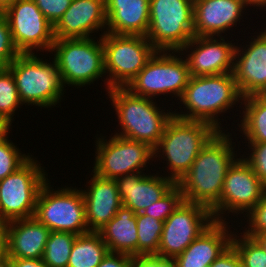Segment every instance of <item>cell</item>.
<instances>
[{
	"mask_svg": "<svg viewBox=\"0 0 266 267\" xmlns=\"http://www.w3.org/2000/svg\"><path fill=\"white\" fill-rule=\"evenodd\" d=\"M231 136L229 132L218 131L176 183L185 201L203 205L210 210L220 201L225 176L238 159Z\"/></svg>",
	"mask_w": 266,
	"mask_h": 267,
	"instance_id": "obj_1",
	"label": "cell"
},
{
	"mask_svg": "<svg viewBox=\"0 0 266 267\" xmlns=\"http://www.w3.org/2000/svg\"><path fill=\"white\" fill-rule=\"evenodd\" d=\"M242 95L238 90L233 72L219 75L190 77L182 97L179 99L185 112H177L174 116L211 124L217 131L222 130L221 113L242 103ZM240 100V101H239ZM185 106V107H184ZM187 110V111H186ZM220 121V122H219Z\"/></svg>",
	"mask_w": 266,
	"mask_h": 267,
	"instance_id": "obj_2",
	"label": "cell"
},
{
	"mask_svg": "<svg viewBox=\"0 0 266 267\" xmlns=\"http://www.w3.org/2000/svg\"><path fill=\"white\" fill-rule=\"evenodd\" d=\"M115 108L121 131L115 135L148 144L155 149L163 136L168 121L174 112L162 110L155 99L132 94L125 87L106 91ZM155 100V101H154ZM169 111V112H168Z\"/></svg>",
	"mask_w": 266,
	"mask_h": 267,
	"instance_id": "obj_3",
	"label": "cell"
},
{
	"mask_svg": "<svg viewBox=\"0 0 266 267\" xmlns=\"http://www.w3.org/2000/svg\"><path fill=\"white\" fill-rule=\"evenodd\" d=\"M217 132L207 122L185 120L173 115L154 149V158L161 156L165 159L167 172L169 170L167 177L177 183Z\"/></svg>",
	"mask_w": 266,
	"mask_h": 267,
	"instance_id": "obj_4",
	"label": "cell"
},
{
	"mask_svg": "<svg viewBox=\"0 0 266 267\" xmlns=\"http://www.w3.org/2000/svg\"><path fill=\"white\" fill-rule=\"evenodd\" d=\"M43 60L35 53L19 54L7 67L15 80L21 103L52 108L61 102L64 86L56 61ZM33 104V105H32Z\"/></svg>",
	"mask_w": 266,
	"mask_h": 267,
	"instance_id": "obj_5",
	"label": "cell"
},
{
	"mask_svg": "<svg viewBox=\"0 0 266 267\" xmlns=\"http://www.w3.org/2000/svg\"><path fill=\"white\" fill-rule=\"evenodd\" d=\"M101 36L99 35L97 41L94 37L54 40L50 52H54L53 59L56 61L64 86L80 88L104 78V49Z\"/></svg>",
	"mask_w": 266,
	"mask_h": 267,
	"instance_id": "obj_6",
	"label": "cell"
},
{
	"mask_svg": "<svg viewBox=\"0 0 266 267\" xmlns=\"http://www.w3.org/2000/svg\"><path fill=\"white\" fill-rule=\"evenodd\" d=\"M194 2L150 0L146 38L158 51H180L193 37Z\"/></svg>",
	"mask_w": 266,
	"mask_h": 267,
	"instance_id": "obj_7",
	"label": "cell"
},
{
	"mask_svg": "<svg viewBox=\"0 0 266 267\" xmlns=\"http://www.w3.org/2000/svg\"><path fill=\"white\" fill-rule=\"evenodd\" d=\"M101 39L107 75L104 85H107V91L114 87H126L158 51L146 36L115 35L106 32Z\"/></svg>",
	"mask_w": 266,
	"mask_h": 267,
	"instance_id": "obj_8",
	"label": "cell"
},
{
	"mask_svg": "<svg viewBox=\"0 0 266 267\" xmlns=\"http://www.w3.org/2000/svg\"><path fill=\"white\" fill-rule=\"evenodd\" d=\"M179 55V51H157L125 88L145 98L170 94L179 100L191 77L186 59Z\"/></svg>",
	"mask_w": 266,
	"mask_h": 267,
	"instance_id": "obj_9",
	"label": "cell"
},
{
	"mask_svg": "<svg viewBox=\"0 0 266 267\" xmlns=\"http://www.w3.org/2000/svg\"><path fill=\"white\" fill-rule=\"evenodd\" d=\"M50 184L48 179L42 186L33 217L50 231L75 235L88 233L81 189L70 186L55 190Z\"/></svg>",
	"mask_w": 266,
	"mask_h": 267,
	"instance_id": "obj_10",
	"label": "cell"
},
{
	"mask_svg": "<svg viewBox=\"0 0 266 267\" xmlns=\"http://www.w3.org/2000/svg\"><path fill=\"white\" fill-rule=\"evenodd\" d=\"M41 165L31 157L14 173L0 180V219L10 222L34 216L39 192L48 180Z\"/></svg>",
	"mask_w": 266,
	"mask_h": 267,
	"instance_id": "obj_11",
	"label": "cell"
},
{
	"mask_svg": "<svg viewBox=\"0 0 266 267\" xmlns=\"http://www.w3.org/2000/svg\"><path fill=\"white\" fill-rule=\"evenodd\" d=\"M101 137V138H100ZM96 138L95 163L92 172L106 179L145 171L149 161H154V149L148 144L117 135Z\"/></svg>",
	"mask_w": 266,
	"mask_h": 267,
	"instance_id": "obj_12",
	"label": "cell"
},
{
	"mask_svg": "<svg viewBox=\"0 0 266 267\" xmlns=\"http://www.w3.org/2000/svg\"><path fill=\"white\" fill-rule=\"evenodd\" d=\"M241 157V158H240ZM240 157L229 168L223 183L220 201L211 209L215 221H226L225 213L247 214L266 192L253 168ZM225 212V213H224ZM224 215V216H223Z\"/></svg>",
	"mask_w": 266,
	"mask_h": 267,
	"instance_id": "obj_13",
	"label": "cell"
},
{
	"mask_svg": "<svg viewBox=\"0 0 266 267\" xmlns=\"http://www.w3.org/2000/svg\"><path fill=\"white\" fill-rule=\"evenodd\" d=\"M214 221L210 209L183 200L163 223L156 255L162 258H175Z\"/></svg>",
	"mask_w": 266,
	"mask_h": 267,
	"instance_id": "obj_14",
	"label": "cell"
},
{
	"mask_svg": "<svg viewBox=\"0 0 266 267\" xmlns=\"http://www.w3.org/2000/svg\"><path fill=\"white\" fill-rule=\"evenodd\" d=\"M3 13L9 24L13 43L20 54L41 50L50 52L55 40L53 25L33 0H17Z\"/></svg>",
	"mask_w": 266,
	"mask_h": 267,
	"instance_id": "obj_15",
	"label": "cell"
},
{
	"mask_svg": "<svg viewBox=\"0 0 266 267\" xmlns=\"http://www.w3.org/2000/svg\"><path fill=\"white\" fill-rule=\"evenodd\" d=\"M225 36H194L179 51L181 56L186 54L184 58L192 77L233 72L237 45L232 40L225 41Z\"/></svg>",
	"mask_w": 266,
	"mask_h": 267,
	"instance_id": "obj_16",
	"label": "cell"
},
{
	"mask_svg": "<svg viewBox=\"0 0 266 267\" xmlns=\"http://www.w3.org/2000/svg\"><path fill=\"white\" fill-rule=\"evenodd\" d=\"M264 31V32H263ZM252 36L246 46L235 50V81L242 97L266 94V31Z\"/></svg>",
	"mask_w": 266,
	"mask_h": 267,
	"instance_id": "obj_17",
	"label": "cell"
},
{
	"mask_svg": "<svg viewBox=\"0 0 266 267\" xmlns=\"http://www.w3.org/2000/svg\"><path fill=\"white\" fill-rule=\"evenodd\" d=\"M105 0H72L53 26L54 39L90 38L92 33H106ZM104 28V30H103Z\"/></svg>",
	"mask_w": 266,
	"mask_h": 267,
	"instance_id": "obj_18",
	"label": "cell"
},
{
	"mask_svg": "<svg viewBox=\"0 0 266 267\" xmlns=\"http://www.w3.org/2000/svg\"><path fill=\"white\" fill-rule=\"evenodd\" d=\"M245 7L244 0L194 1V36L221 37L240 23Z\"/></svg>",
	"mask_w": 266,
	"mask_h": 267,
	"instance_id": "obj_19",
	"label": "cell"
},
{
	"mask_svg": "<svg viewBox=\"0 0 266 267\" xmlns=\"http://www.w3.org/2000/svg\"><path fill=\"white\" fill-rule=\"evenodd\" d=\"M147 174L136 172L115 179L122 206L132 209L135 213H141L157 202L176 184L160 173Z\"/></svg>",
	"mask_w": 266,
	"mask_h": 267,
	"instance_id": "obj_20",
	"label": "cell"
},
{
	"mask_svg": "<svg viewBox=\"0 0 266 267\" xmlns=\"http://www.w3.org/2000/svg\"><path fill=\"white\" fill-rule=\"evenodd\" d=\"M92 176L87 182L88 188H81V191L88 230L99 232L116 215L122 201L115 179L102 178L95 173Z\"/></svg>",
	"mask_w": 266,
	"mask_h": 267,
	"instance_id": "obj_21",
	"label": "cell"
},
{
	"mask_svg": "<svg viewBox=\"0 0 266 267\" xmlns=\"http://www.w3.org/2000/svg\"><path fill=\"white\" fill-rule=\"evenodd\" d=\"M228 224H230L228 221H214L174 258L177 267H210L231 245L234 231L230 230L233 227Z\"/></svg>",
	"mask_w": 266,
	"mask_h": 267,
	"instance_id": "obj_22",
	"label": "cell"
},
{
	"mask_svg": "<svg viewBox=\"0 0 266 267\" xmlns=\"http://www.w3.org/2000/svg\"><path fill=\"white\" fill-rule=\"evenodd\" d=\"M50 230L34 217L8 222L6 254L10 258L42 259Z\"/></svg>",
	"mask_w": 266,
	"mask_h": 267,
	"instance_id": "obj_23",
	"label": "cell"
},
{
	"mask_svg": "<svg viewBox=\"0 0 266 267\" xmlns=\"http://www.w3.org/2000/svg\"><path fill=\"white\" fill-rule=\"evenodd\" d=\"M150 0H105L106 32L115 35L146 36Z\"/></svg>",
	"mask_w": 266,
	"mask_h": 267,
	"instance_id": "obj_24",
	"label": "cell"
},
{
	"mask_svg": "<svg viewBox=\"0 0 266 267\" xmlns=\"http://www.w3.org/2000/svg\"><path fill=\"white\" fill-rule=\"evenodd\" d=\"M136 213L121 206L116 215L99 231L108 251L138 256Z\"/></svg>",
	"mask_w": 266,
	"mask_h": 267,
	"instance_id": "obj_25",
	"label": "cell"
},
{
	"mask_svg": "<svg viewBox=\"0 0 266 267\" xmlns=\"http://www.w3.org/2000/svg\"><path fill=\"white\" fill-rule=\"evenodd\" d=\"M241 105L243 118L238 131L244 135L242 137L247 143L266 142V94L244 97Z\"/></svg>",
	"mask_w": 266,
	"mask_h": 267,
	"instance_id": "obj_26",
	"label": "cell"
},
{
	"mask_svg": "<svg viewBox=\"0 0 266 267\" xmlns=\"http://www.w3.org/2000/svg\"><path fill=\"white\" fill-rule=\"evenodd\" d=\"M108 252L99 232L77 235L67 267H97Z\"/></svg>",
	"mask_w": 266,
	"mask_h": 267,
	"instance_id": "obj_27",
	"label": "cell"
},
{
	"mask_svg": "<svg viewBox=\"0 0 266 267\" xmlns=\"http://www.w3.org/2000/svg\"><path fill=\"white\" fill-rule=\"evenodd\" d=\"M138 256L156 255L163 230V221L141 213H136Z\"/></svg>",
	"mask_w": 266,
	"mask_h": 267,
	"instance_id": "obj_28",
	"label": "cell"
},
{
	"mask_svg": "<svg viewBox=\"0 0 266 267\" xmlns=\"http://www.w3.org/2000/svg\"><path fill=\"white\" fill-rule=\"evenodd\" d=\"M77 235L51 231L42 256L48 267H67L73 243Z\"/></svg>",
	"mask_w": 266,
	"mask_h": 267,
	"instance_id": "obj_29",
	"label": "cell"
},
{
	"mask_svg": "<svg viewBox=\"0 0 266 267\" xmlns=\"http://www.w3.org/2000/svg\"><path fill=\"white\" fill-rule=\"evenodd\" d=\"M237 235L234 232L231 245L239 254L241 267H266V252L260 243L243 232Z\"/></svg>",
	"mask_w": 266,
	"mask_h": 267,
	"instance_id": "obj_30",
	"label": "cell"
},
{
	"mask_svg": "<svg viewBox=\"0 0 266 267\" xmlns=\"http://www.w3.org/2000/svg\"><path fill=\"white\" fill-rule=\"evenodd\" d=\"M23 105L20 101L14 77L8 68H0V116L11 124L15 111Z\"/></svg>",
	"mask_w": 266,
	"mask_h": 267,
	"instance_id": "obj_31",
	"label": "cell"
},
{
	"mask_svg": "<svg viewBox=\"0 0 266 267\" xmlns=\"http://www.w3.org/2000/svg\"><path fill=\"white\" fill-rule=\"evenodd\" d=\"M8 138L0 141V180L14 173L32 157L29 153L22 154L17 145Z\"/></svg>",
	"mask_w": 266,
	"mask_h": 267,
	"instance_id": "obj_32",
	"label": "cell"
},
{
	"mask_svg": "<svg viewBox=\"0 0 266 267\" xmlns=\"http://www.w3.org/2000/svg\"><path fill=\"white\" fill-rule=\"evenodd\" d=\"M183 200L182 191L175 184L164 196L144 209L142 213L164 222Z\"/></svg>",
	"mask_w": 266,
	"mask_h": 267,
	"instance_id": "obj_33",
	"label": "cell"
},
{
	"mask_svg": "<svg viewBox=\"0 0 266 267\" xmlns=\"http://www.w3.org/2000/svg\"><path fill=\"white\" fill-rule=\"evenodd\" d=\"M19 54L13 43L7 18L0 12V68H7Z\"/></svg>",
	"mask_w": 266,
	"mask_h": 267,
	"instance_id": "obj_34",
	"label": "cell"
},
{
	"mask_svg": "<svg viewBox=\"0 0 266 267\" xmlns=\"http://www.w3.org/2000/svg\"><path fill=\"white\" fill-rule=\"evenodd\" d=\"M246 216V217H245ZM244 218L249 225L247 229L243 228V233L251 238H255L257 235L266 232V192L257 205L247 214Z\"/></svg>",
	"mask_w": 266,
	"mask_h": 267,
	"instance_id": "obj_35",
	"label": "cell"
},
{
	"mask_svg": "<svg viewBox=\"0 0 266 267\" xmlns=\"http://www.w3.org/2000/svg\"><path fill=\"white\" fill-rule=\"evenodd\" d=\"M248 156L242 155L243 159L253 168L255 174L266 187V142L248 143ZM246 157V158H244Z\"/></svg>",
	"mask_w": 266,
	"mask_h": 267,
	"instance_id": "obj_36",
	"label": "cell"
},
{
	"mask_svg": "<svg viewBox=\"0 0 266 267\" xmlns=\"http://www.w3.org/2000/svg\"><path fill=\"white\" fill-rule=\"evenodd\" d=\"M46 19L54 26L71 5L72 0H33Z\"/></svg>",
	"mask_w": 266,
	"mask_h": 267,
	"instance_id": "obj_37",
	"label": "cell"
},
{
	"mask_svg": "<svg viewBox=\"0 0 266 267\" xmlns=\"http://www.w3.org/2000/svg\"><path fill=\"white\" fill-rule=\"evenodd\" d=\"M133 267H177L174 258H162L157 255L132 256Z\"/></svg>",
	"mask_w": 266,
	"mask_h": 267,
	"instance_id": "obj_38",
	"label": "cell"
},
{
	"mask_svg": "<svg viewBox=\"0 0 266 267\" xmlns=\"http://www.w3.org/2000/svg\"><path fill=\"white\" fill-rule=\"evenodd\" d=\"M210 267H241V259L236 249L230 245Z\"/></svg>",
	"mask_w": 266,
	"mask_h": 267,
	"instance_id": "obj_39",
	"label": "cell"
},
{
	"mask_svg": "<svg viewBox=\"0 0 266 267\" xmlns=\"http://www.w3.org/2000/svg\"><path fill=\"white\" fill-rule=\"evenodd\" d=\"M97 267H133L132 256L108 252Z\"/></svg>",
	"mask_w": 266,
	"mask_h": 267,
	"instance_id": "obj_40",
	"label": "cell"
},
{
	"mask_svg": "<svg viewBox=\"0 0 266 267\" xmlns=\"http://www.w3.org/2000/svg\"><path fill=\"white\" fill-rule=\"evenodd\" d=\"M11 267H48L42 259L10 258Z\"/></svg>",
	"mask_w": 266,
	"mask_h": 267,
	"instance_id": "obj_41",
	"label": "cell"
},
{
	"mask_svg": "<svg viewBox=\"0 0 266 267\" xmlns=\"http://www.w3.org/2000/svg\"><path fill=\"white\" fill-rule=\"evenodd\" d=\"M7 225L8 222L0 219V255L6 254Z\"/></svg>",
	"mask_w": 266,
	"mask_h": 267,
	"instance_id": "obj_42",
	"label": "cell"
},
{
	"mask_svg": "<svg viewBox=\"0 0 266 267\" xmlns=\"http://www.w3.org/2000/svg\"><path fill=\"white\" fill-rule=\"evenodd\" d=\"M11 125L12 124L7 121L3 116H0V141L8 137Z\"/></svg>",
	"mask_w": 266,
	"mask_h": 267,
	"instance_id": "obj_43",
	"label": "cell"
},
{
	"mask_svg": "<svg viewBox=\"0 0 266 267\" xmlns=\"http://www.w3.org/2000/svg\"><path fill=\"white\" fill-rule=\"evenodd\" d=\"M245 1V4L246 6H248L247 8H249V6H253L254 8L255 7H260L259 9H266V0H244Z\"/></svg>",
	"mask_w": 266,
	"mask_h": 267,
	"instance_id": "obj_44",
	"label": "cell"
},
{
	"mask_svg": "<svg viewBox=\"0 0 266 267\" xmlns=\"http://www.w3.org/2000/svg\"><path fill=\"white\" fill-rule=\"evenodd\" d=\"M17 0H0V12H4L8 7L14 4Z\"/></svg>",
	"mask_w": 266,
	"mask_h": 267,
	"instance_id": "obj_45",
	"label": "cell"
},
{
	"mask_svg": "<svg viewBox=\"0 0 266 267\" xmlns=\"http://www.w3.org/2000/svg\"><path fill=\"white\" fill-rule=\"evenodd\" d=\"M0 267H11L10 257L7 254L0 255Z\"/></svg>",
	"mask_w": 266,
	"mask_h": 267,
	"instance_id": "obj_46",
	"label": "cell"
},
{
	"mask_svg": "<svg viewBox=\"0 0 266 267\" xmlns=\"http://www.w3.org/2000/svg\"><path fill=\"white\" fill-rule=\"evenodd\" d=\"M255 239L260 243V245L264 248L266 252V232L257 235Z\"/></svg>",
	"mask_w": 266,
	"mask_h": 267,
	"instance_id": "obj_47",
	"label": "cell"
}]
</instances>
